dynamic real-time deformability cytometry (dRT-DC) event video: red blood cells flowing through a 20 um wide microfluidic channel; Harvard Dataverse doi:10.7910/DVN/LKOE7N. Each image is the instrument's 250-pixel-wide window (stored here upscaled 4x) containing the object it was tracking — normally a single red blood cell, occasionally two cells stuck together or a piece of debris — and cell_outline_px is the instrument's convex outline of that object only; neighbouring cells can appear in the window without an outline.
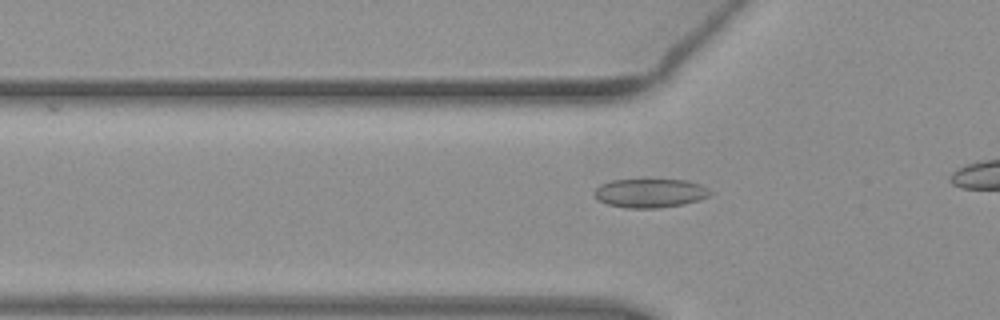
{"species": "common noctule bat (a hibernating species)", "species_latin": "Nyctalus noctula", "temperature_condition": "warm", "stored_images_in_passage": 33, "camera_frame_rate_fps": 3000, "um_per_image_px": 0.085, "animal": {"sex": "female", "body_mass_g": 19.3, "forearm_length_mm": 54.1}, "frame": {"image": 1, "passage_image": 8, "time_ms": 2.333, "image_size_px": [1000, 320], "cell_outline_px": [[712, 196], [700, 200], [684, 204], [660, 208], [624, 208], [608, 204], [596, 200], [592, 192], [600, 184], [612, 180], [688, 180], [700, 184], [708, 188], [712, 192]], "centroid_in_image_um": [55.26, 16.42], "position_along_channel_um": 70.5, "area_um2": 19.83}}
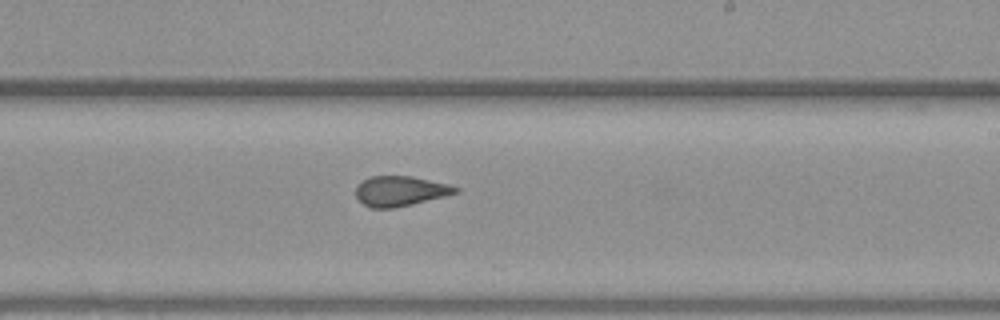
{"frame": {"image": 2, "passage_image": 22, "time_ms": 7.0, "image_size_px": [1000, 320], "cell_outline_px": [[460, 192], [412, 204], [392, 208], [372, 208], [364, 204], [356, 196], [356, 188], [364, 180], [372, 176], [412, 176], [448, 184], [460, 188]], "centroid_in_image_um": [34.05, 16.24], "position_along_channel_um": 255.0, "area_um2": 17.22}}
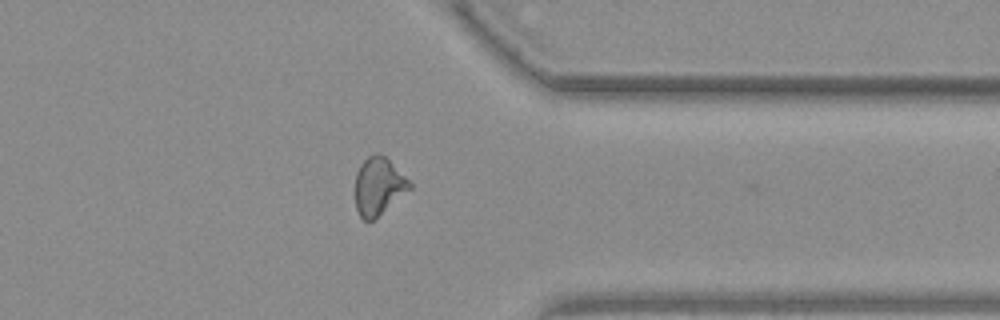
{"frame": {"image": 3, "passage_image": 32, "time_ms": 10.333, "image_size_px": [1000, 320], "cell_outline_px": [[412, 188], [372, 220], [364, 220], [360, 216], [356, 208], [356, 172], [360, 164], [368, 156], [376, 152], [384, 156], [412, 184]], "centroid_in_image_um": [32.16, 15.81], "position_along_channel_um": 379.2, "area_um2": 17.8}}